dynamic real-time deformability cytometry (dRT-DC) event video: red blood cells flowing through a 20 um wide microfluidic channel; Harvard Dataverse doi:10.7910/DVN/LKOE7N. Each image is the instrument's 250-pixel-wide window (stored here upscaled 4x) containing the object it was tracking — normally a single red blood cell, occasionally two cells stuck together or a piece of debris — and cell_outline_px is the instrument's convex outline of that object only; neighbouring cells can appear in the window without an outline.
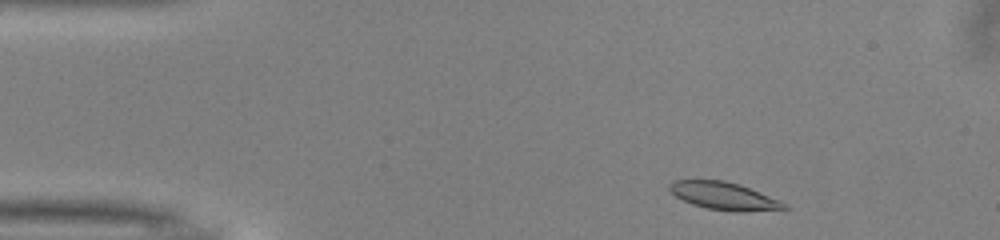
{"species": "common noctule bat (a hibernating species)", "species_latin": "Nyctalus noctula", "temperature_condition": "warm", "stored_images_in_passage": 45, "camera_frame_rate_fps": 3000, "um_per_image_px": 0.085, "animal": {"sex": "male", "body_mass_g": 13.0, "forearm_length_mm": 53.1}, "frame": {"image": 1, "passage_image": 2, "time_ms": 0.333, "image_size_px": [1000, 240], "cell_outline_px": [[788, 208], [744, 212], [732, 212], [708, 208], [692, 204], [676, 196], [668, 188], [668, 184], [676, 180], [724, 180], [740, 184], [780, 200], [788, 204]], "centroid_in_image_um": [61.56, 16.66], "position_along_channel_um": 23.4, "area_um2": 18.44}}
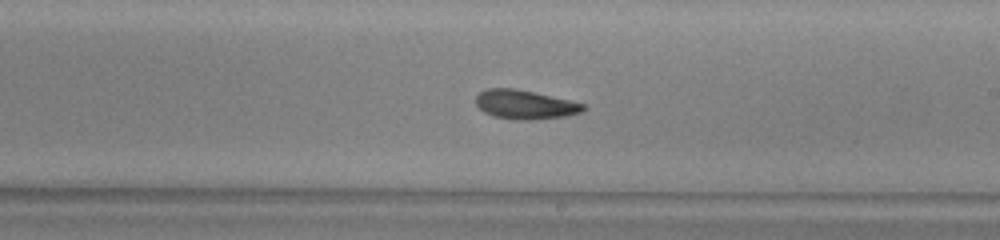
{"frame": {"image": 2, "passage_image": 24, "time_ms": 7.667, "image_size_px": [1000, 240], "cell_outline_px": [[588, 108], [580, 112], [568, 116], [532, 120], [520, 120], [496, 116], [484, 112], [476, 104], [476, 96], [480, 92], [488, 88], [512, 88], [532, 92], [568, 100], [584, 104]], "centroid_in_image_um": [44.64, 8.89], "position_along_channel_um": 244.4, "area_um2": 17.92}}
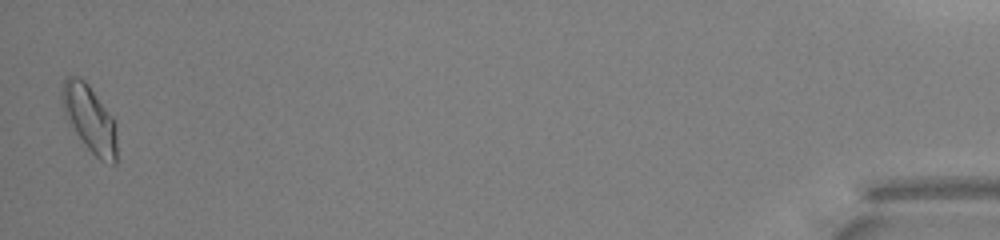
{"frame": {"image": 3, "passage_image": 45, "time_ms": 14.667, "image_size_px": [1000, 240], "cell_outline_px": [[116, 164], [112, 164], [100, 160], [84, 144], [68, 124], [64, 116], [60, 104], [60, 92], [64, 80], [68, 76], [76, 76], [84, 80], [88, 84], [116, 120]], "centroid_in_image_um": [7.58, 10.07], "position_along_channel_um": 427.6, "area_um2": 21.85}, "authors_computed_cell_mechanics": {"area_um2": 18.6116, "velocity_mm_per_s": 4.0142, "shape_relaxation_time_tau1_ms": null, "shape_relaxation_time_tau2_ms": 3.7999, "deformation_change_tau1": null, "deformation_change_tau2": 0.1038}}